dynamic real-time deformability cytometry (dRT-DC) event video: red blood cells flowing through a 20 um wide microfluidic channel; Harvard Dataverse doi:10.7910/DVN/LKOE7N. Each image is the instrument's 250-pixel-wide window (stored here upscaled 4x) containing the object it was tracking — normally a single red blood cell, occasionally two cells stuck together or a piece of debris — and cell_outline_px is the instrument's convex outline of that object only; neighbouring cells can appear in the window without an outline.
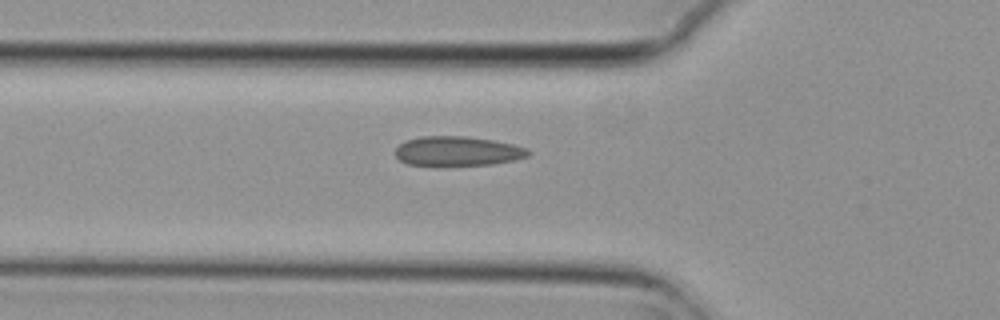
{"species": "common noctule bat (a hibernating species)", "species_latin": "Nyctalus noctula", "temperature_condition": "cold", "stored_images_in_passage": 7, "camera_frame_rate_fps": 3000, "um_per_image_px": 0.085, "animal": {"sex": "female", "body_mass_g": 29.2, "forearm_length_mm": 56.3}, "frame": {"image": 1, "passage_image": 7, "time_ms": 2.0, "image_size_px": [1000, 320], "cell_outline_px": [[532, 152], [528, 156], [516, 160], [492, 164], [408, 164], [400, 160], [396, 156], [396, 148], [400, 144], [408, 140], [420, 136], [464, 136], [492, 140], [512, 144], [528, 148]], "centroid_in_image_um": [38.94, 12.83], "position_along_channel_um": 86.9, "area_um2": 22.43}}